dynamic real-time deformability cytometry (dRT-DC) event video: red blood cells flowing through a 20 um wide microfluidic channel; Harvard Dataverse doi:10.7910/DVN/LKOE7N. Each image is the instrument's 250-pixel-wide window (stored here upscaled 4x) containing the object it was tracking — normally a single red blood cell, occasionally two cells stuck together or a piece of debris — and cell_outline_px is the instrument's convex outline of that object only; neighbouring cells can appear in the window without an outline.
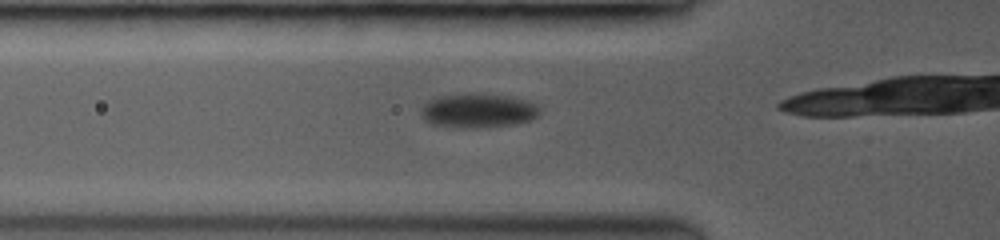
{"species": "common noctule bat (a hibernating species)", "species_latin": "Nyctalus noctula", "temperature_condition": "room temperature", "stored_images_in_passage": 11, "camera_frame_rate_fps": 3500, "um_per_image_px": 0.085, "animal": {"sex": "female", "body_mass_g": 19.0, "forearm_length_mm": 53.3}, "frame": {"image": 1, "passage_image": 7, "time_ms": 1.714, "image_size_px": [1000, 240], "cell_outline_px": [[540, 112], [532, 120], [516, 124], [488, 128], [464, 128], [432, 124], [424, 120], [420, 116], [424, 104], [432, 100], [444, 96], [504, 96], [520, 100], [532, 104]], "centroid_in_image_um": [40.61, 9.49], "position_along_channel_um": 85.2, "area_um2": 22.48}}
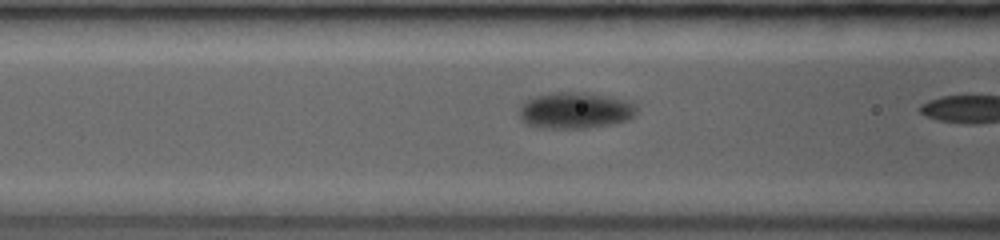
{"frame": {"image": 2, "passage_image": 10, "time_ms": 2.571, "image_size_px": [1000, 240], "cell_outline_px": [[636, 108], [632, 116], [628, 120], [608, 124], [584, 128], [540, 128], [528, 124], [520, 116], [520, 108], [528, 100], [540, 96], [560, 92], [576, 92], [616, 100], [628, 104]], "centroid_in_image_um": [48.79, 9.43], "position_along_channel_um": 117.8, "area_um2": 23.24}}